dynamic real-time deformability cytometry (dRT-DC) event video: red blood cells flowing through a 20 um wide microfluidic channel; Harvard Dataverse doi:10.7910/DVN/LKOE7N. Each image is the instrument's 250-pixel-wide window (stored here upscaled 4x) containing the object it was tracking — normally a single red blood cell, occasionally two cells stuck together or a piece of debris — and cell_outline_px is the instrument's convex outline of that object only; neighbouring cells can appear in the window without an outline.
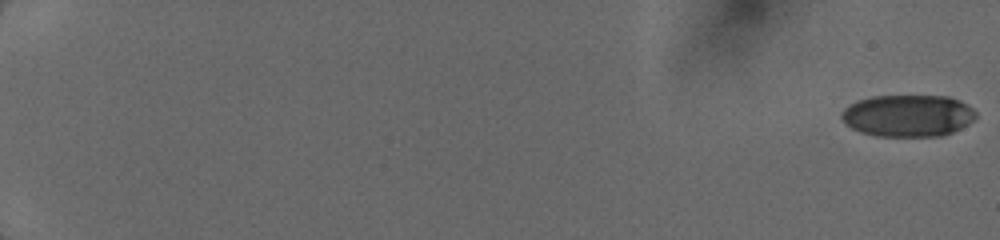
{"species": "human", "species_latin": "Homo sapiens", "temperature_condition": "cold", "stored_images_in_passage": 8, "camera_frame_rate_fps": 3000, "um_per_image_px": 0.085, "donor": {"sex": "female"}, "frame": {"image": 1, "passage_image": 1, "time_ms": 0.0, "image_size_px": [1000, 240], "cell_outline_px": [[976, 116], [968, 124], [952, 132], [940, 136], [876, 136], [860, 132], [852, 128], [840, 116], [840, 112], [848, 104], [856, 100], [872, 96], [948, 96], [960, 100], [972, 108], [976, 112]], "centroid_in_image_um": [77.15, 9.82], "position_along_channel_um": 7.9, "area_um2": 32.95}}